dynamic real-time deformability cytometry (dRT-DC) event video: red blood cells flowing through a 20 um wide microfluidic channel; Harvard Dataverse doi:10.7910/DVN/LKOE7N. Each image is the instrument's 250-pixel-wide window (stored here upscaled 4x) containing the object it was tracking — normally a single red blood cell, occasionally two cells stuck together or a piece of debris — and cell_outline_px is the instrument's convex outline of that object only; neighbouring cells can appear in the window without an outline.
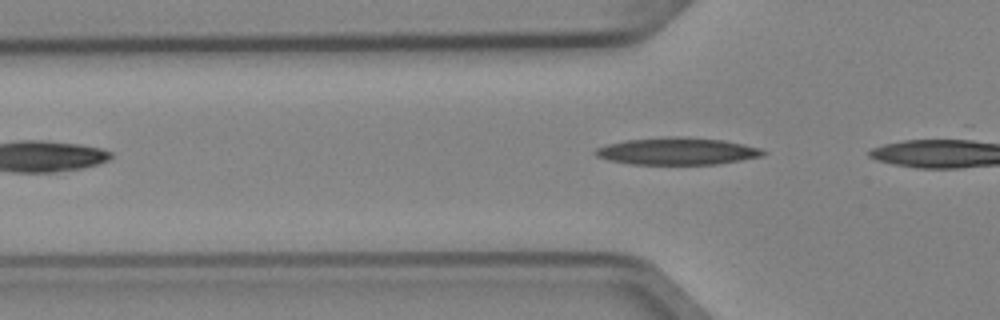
{"species": "Egyptian fruit bat (a non-hibernating species)", "species_latin": "Rousettus aegyptiacus", "temperature_condition": "cold", "stored_images_in_passage": 2, "camera_frame_rate_fps": 3000, "um_per_image_px": 0.085, "animal": {"sex": "female"}, "frame": {"image": 1, "passage_image": 2, "time_ms": 0.333, "image_size_px": [1000, 320], "cell_outline_px": [[768, 152], [764, 156], [716, 164], [628, 164], [608, 160], [596, 156], [592, 152], [596, 148], [608, 144], [624, 140], [724, 140], [760, 148]], "centroid_in_image_um": [57.55, 12.91], "position_along_channel_um": 68.2, "area_um2": 25.09}}